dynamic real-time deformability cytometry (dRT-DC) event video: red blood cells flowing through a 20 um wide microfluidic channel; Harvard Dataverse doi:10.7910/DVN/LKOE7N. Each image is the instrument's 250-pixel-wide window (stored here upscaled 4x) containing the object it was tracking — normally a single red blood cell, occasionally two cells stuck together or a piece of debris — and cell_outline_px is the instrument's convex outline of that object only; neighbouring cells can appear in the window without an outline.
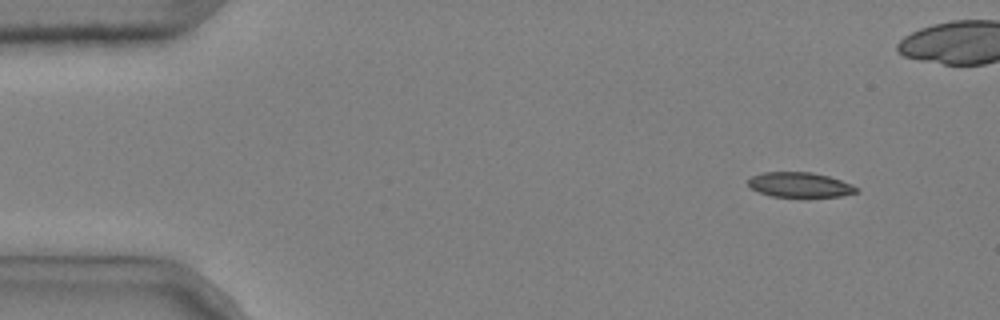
{"species": "common noctule bat (a hibernating species)", "species_latin": "Nyctalus noctula", "temperature_condition": "cold", "stored_images_in_passage": 5, "camera_frame_rate_fps": 3000, "um_per_image_px": 0.085, "animal": {"sex": "male", "body_mass_g": 20.4}, "frame": {"image": 1, "passage_image": 1, "time_ms": 0.0, "image_size_px": [1000, 320], "cell_outline_px": [[860, 192], [840, 196], [772, 196], [760, 192], [752, 188], [748, 184], [748, 180], [752, 176], [764, 172], [812, 172], [828, 176], [852, 184], [860, 188]], "centroid_in_image_um": [68.03, 15.7], "position_along_channel_um": 17.0, "area_um2": 15.55}}